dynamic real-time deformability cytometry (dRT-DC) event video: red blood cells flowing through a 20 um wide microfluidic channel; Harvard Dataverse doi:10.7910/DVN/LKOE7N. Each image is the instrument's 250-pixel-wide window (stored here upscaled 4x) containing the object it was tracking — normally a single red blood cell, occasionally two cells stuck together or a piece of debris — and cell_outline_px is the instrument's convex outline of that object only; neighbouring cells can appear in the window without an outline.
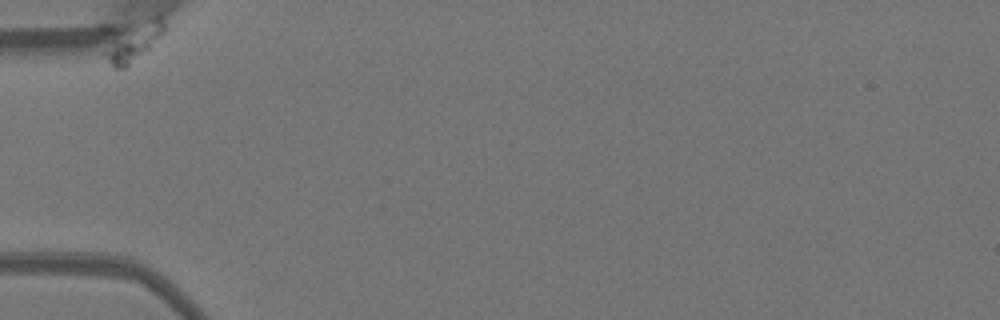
{"species": "Egyptian fruit bat (a non-hibernating species)", "species_latin": "Rousettus aegyptiacus", "temperature_condition": "warm", "stored_images_in_passage": 42, "camera_frame_rate_fps": 3000, "um_per_image_px": 0.085, "animal": {"sex": "female"}, "frame": {"image": 1, "passage_image": 1, "time_ms": 0.0, "image_size_px": [1000, 320], "cell_outline_px": [[164, 28], [152, 48], [148, 52], [124, 68], [116, 68], [100, 52], [152, 16], [160, 16], [164, 24]], "centroid_in_image_um": [11.44, 3.67], "position_along_channel_um": 73.6, "area_um2": 11.73}}
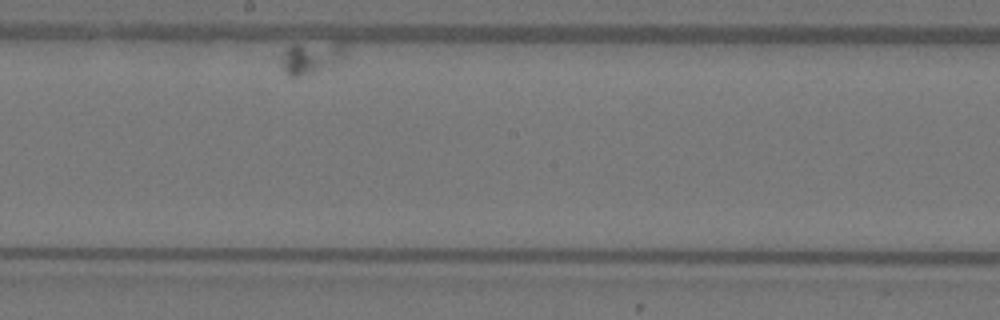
{"frame": {"image": 2, "passage_image": 24, "time_ms": 7.667, "image_size_px": [1000, 320], "cell_outline_px": [[344, 52], [328, 68], [320, 72], [304, 76], [292, 76], [284, 68], [280, 60], [280, 56], [292, 44], [344, 40]], "centroid_in_image_um": [26.45, 4.85], "position_along_channel_um": 221.7, "area_um2": 12.02}}
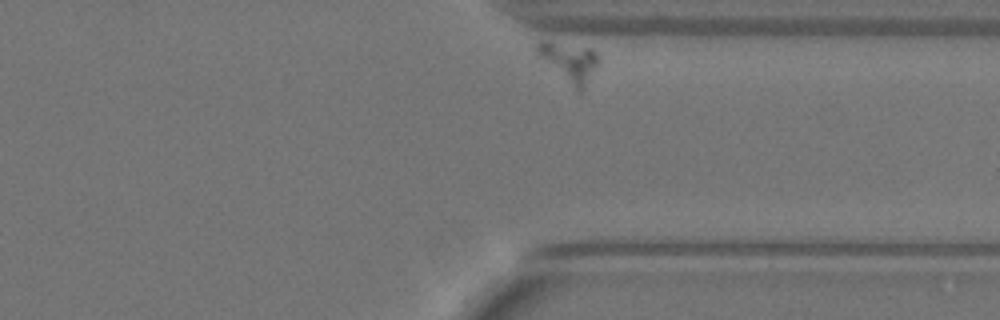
{"frame": {"image": 3, "passage_image": 42, "time_ms": 13.667, "image_size_px": [1000, 320], "cell_outline_px": [[600, 64], [584, 88], [580, 92], [576, 92], [536, 52], [536, 44], [540, 40], [548, 40], [592, 48], [596, 52], [600, 60]], "centroid_in_image_um": [48.44, 5.25], "position_along_channel_um": 363.0, "area_um2": 14.28}}